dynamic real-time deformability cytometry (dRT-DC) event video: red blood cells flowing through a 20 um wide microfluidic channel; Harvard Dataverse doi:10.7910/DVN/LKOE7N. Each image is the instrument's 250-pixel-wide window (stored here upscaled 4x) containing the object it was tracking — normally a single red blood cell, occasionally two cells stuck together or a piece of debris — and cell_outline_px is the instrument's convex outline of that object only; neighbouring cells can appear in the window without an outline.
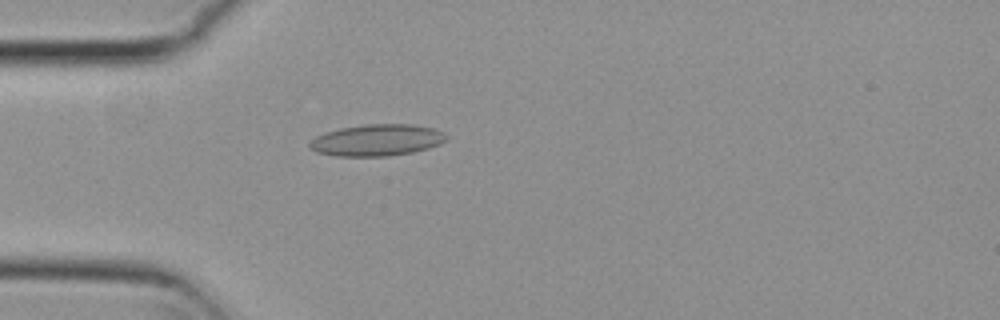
{"species": "common noctule bat (a hibernating species)", "species_latin": "Nyctalus noctula", "temperature_condition": "cold", "stored_images_in_passage": 54, "camera_frame_rate_fps": 3000, "um_per_image_px": 0.085, "animal": {"sex": "female", "body_mass_g": 29.2, "forearm_length_mm": 56.3}, "frame": {"image": 1, "passage_image": 15, "time_ms": 4.667, "image_size_px": [1000, 320], "cell_outline_px": [[448, 140], [440, 144], [428, 148], [412, 152], [388, 156], [336, 156], [316, 152], [308, 148], [308, 144], [316, 136], [324, 132], [340, 128], [364, 124], [412, 124], [432, 128], [448, 136]], "centroid_in_image_um": [32.01, 11.91], "position_along_channel_um": 53.0, "area_um2": 25.26}}
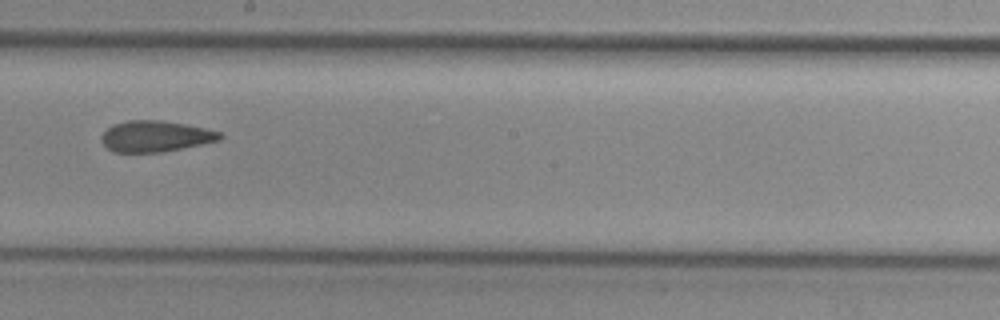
{"frame": {"image": 2, "passage_image": 30, "time_ms": 9.667, "image_size_px": [1000, 320], "cell_outline_px": [[224, 136], [220, 140], [164, 152], [112, 152], [100, 140], [100, 136], [112, 124], [128, 120], [160, 120], [184, 124], [204, 128], [220, 132]], "centroid_in_image_um": [13.19, 11.58], "position_along_channel_um": 235.0, "area_um2": 21.44}}
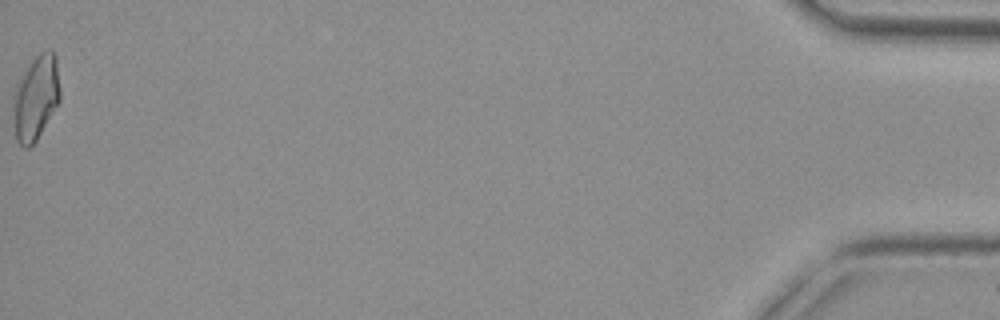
{"frame": {"image": 3, "passage_image": 54, "time_ms": 17.667, "image_size_px": [1000, 320], "cell_outline_px": [[60, 100], [36, 140], [28, 148], [24, 148], [16, 140], [12, 96], [20, 76], [32, 60], [44, 48], [52, 48], [56, 56], [60, 88]], "centroid_in_image_um": [3.05, 8.25], "position_along_channel_um": 432.1, "area_um2": 23.24}, "authors_computed_cell_mechanics": {"area_um2": 22.1663, "velocity_mm_per_s": 3.7996, "shape_relaxation_time_tau1_ms": null, "shape_relaxation_time_tau2_ms": 3.9468, "deformation_change_tau1": null, "deformation_change_tau2": 0.1094}}